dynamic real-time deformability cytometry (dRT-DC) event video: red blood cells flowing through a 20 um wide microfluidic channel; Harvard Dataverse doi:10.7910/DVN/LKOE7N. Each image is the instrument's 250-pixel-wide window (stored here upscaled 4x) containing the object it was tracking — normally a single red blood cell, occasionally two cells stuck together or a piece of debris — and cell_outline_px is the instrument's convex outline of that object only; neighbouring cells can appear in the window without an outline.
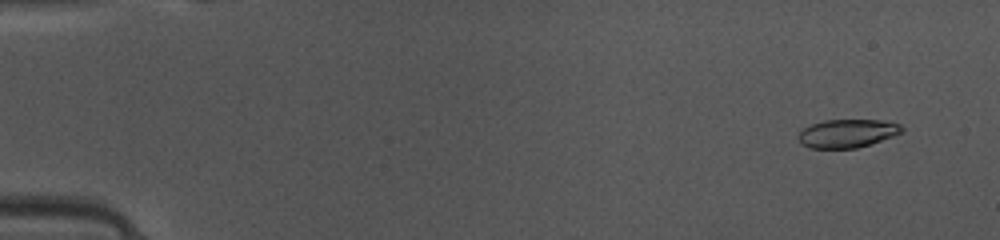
{"species": "common noctule bat (a hibernating species)", "species_latin": "Nyctalus noctula", "temperature_condition": "warm", "stored_images_in_passage": 49, "camera_frame_rate_fps": 3000, "um_per_image_px": 0.085, "animal": {"sex": "female", "body_mass_g": 10.0, "forearm_length_mm": 53.1}, "frame": {"image": 1, "passage_image": 4, "time_ms": 1.0, "image_size_px": [1000, 240], "cell_outline_px": [[904, 132], [856, 148], [808, 148], [800, 144], [796, 136], [804, 128], [812, 124], [824, 120], [880, 120], [900, 124], [904, 128]], "centroid_in_image_um": [71.98, 11.34], "position_along_channel_um": 13.0, "area_um2": 17.05}}
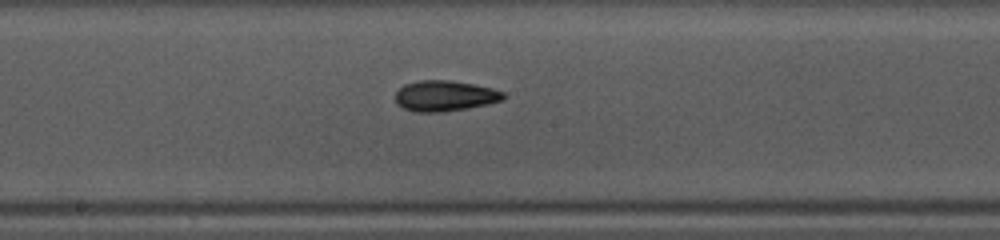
{"frame": {"image": 2, "passage_image": 27, "time_ms": 8.667, "image_size_px": [1000, 240], "cell_outline_px": [[504, 100], [464, 108], [440, 112], [412, 112], [396, 104], [396, 92], [404, 84], [420, 80], [452, 80], [492, 88], [504, 92]], "centroid_in_image_um": [37.77, 8.14], "position_along_channel_um": 210.4, "area_um2": 19.13}}
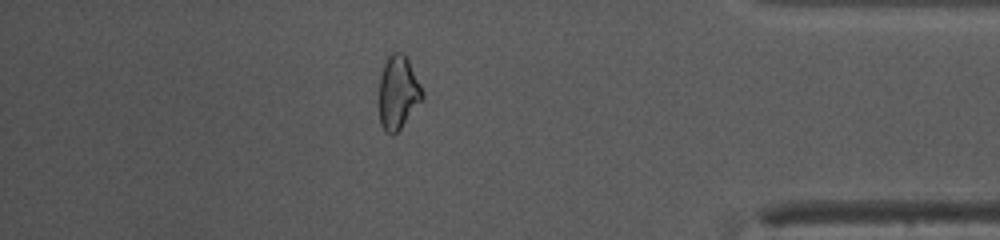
{"frame": {"image": 3, "passage_image": 43, "time_ms": 14.0, "image_size_px": [1000, 240], "cell_outline_px": [[424, 96], [400, 128], [392, 136], [384, 132], [380, 124], [380, 76], [384, 64], [388, 56], [392, 52], [404, 52], [424, 92]], "centroid_in_image_um": [33.82, 7.85], "position_along_channel_um": 401.4, "area_um2": 18.26}, "authors_computed_cell_mechanics": {"area_um2": 18.4382, "velocity_mm_per_s": 4.1302, "shape_relaxation_time_tau1_ms": 3.806, "shape_relaxation_time_tau2_ms": 2.8177, "deformation_change_tau1": 0.1428, "deformation_change_tau2": 0.1036}}